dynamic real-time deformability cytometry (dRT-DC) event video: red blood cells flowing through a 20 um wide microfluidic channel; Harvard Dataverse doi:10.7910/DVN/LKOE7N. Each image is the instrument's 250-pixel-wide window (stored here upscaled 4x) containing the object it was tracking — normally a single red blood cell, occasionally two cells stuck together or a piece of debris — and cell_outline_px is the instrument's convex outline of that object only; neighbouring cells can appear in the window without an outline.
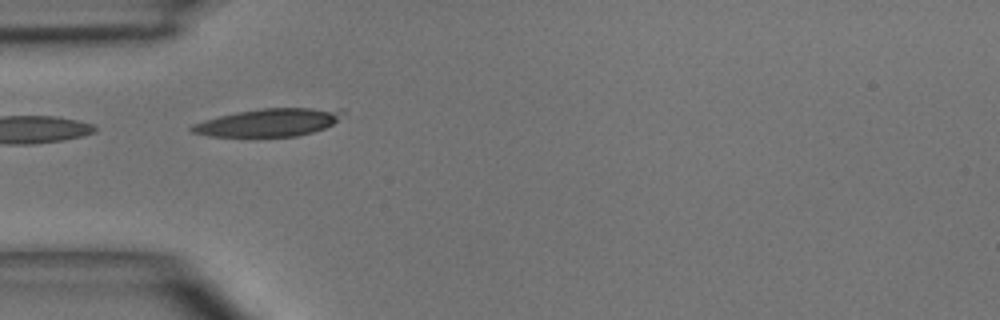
{"species": "common noctule bat (a hibernating species)", "species_latin": "Nyctalus noctula", "temperature_condition": "room temperature", "stored_images_in_passage": 7, "camera_frame_rate_fps": 3000, "um_per_image_px": 0.085, "animal": {"sex": "male", "body_mass_g": 15.6}, "frame": {"image": 1, "passage_image": 4, "time_ms": 4.333, "image_size_px": [1000, 320], "cell_outline_px": [[344, 112], [332, 124], [324, 128], [312, 132], [296, 136], [212, 136], [192, 132], [188, 128], [192, 124], [204, 120], [236, 112], [264, 108], [340, 108]], "centroid_in_image_um": [22.83, 10.4], "position_along_channel_um": 62.2, "area_um2": 24.16}}